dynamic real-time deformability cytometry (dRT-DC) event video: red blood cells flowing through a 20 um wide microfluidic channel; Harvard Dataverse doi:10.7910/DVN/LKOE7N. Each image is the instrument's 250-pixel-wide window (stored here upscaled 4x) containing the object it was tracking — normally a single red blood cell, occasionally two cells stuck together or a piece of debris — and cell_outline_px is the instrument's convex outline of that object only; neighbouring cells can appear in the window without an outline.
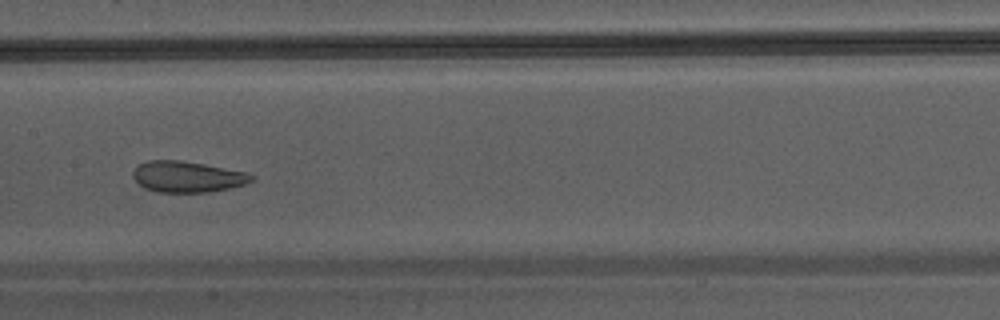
{"species": "Egyptian fruit bat (a non-hibernating species)", "species_latin": "Rousettus aegyptiacus", "temperature_condition": "warm", "stored_images_in_passage": 34, "camera_frame_rate_fps": 3000, "um_per_image_px": 0.085, "animal": {"sex": "male"}, "frame": {"image": 1, "passage_image": 15, "time_ms": 4.667, "image_size_px": [1000, 320], "cell_outline_px": [[256, 180], [244, 184], [228, 188], [208, 192], [156, 192], [144, 188], [132, 176], [132, 172], [140, 164], [148, 160], [180, 160], [204, 164], [248, 172], [256, 176]], "centroid_in_image_um": [15.96, 15.02], "position_along_channel_um": 191.4, "area_um2": 21.5}}
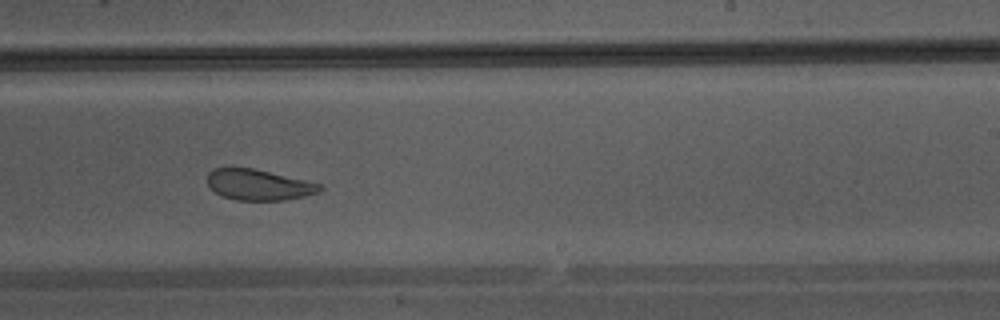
{"frame": {"image": 2, "passage_image": 20, "time_ms": 6.333, "image_size_px": [1000, 320], "cell_outline_px": [[324, 188], [316, 192], [304, 196], [288, 200], [236, 200], [224, 196], [216, 192], [208, 184], [208, 172], [212, 168], [252, 168], [324, 184]], "centroid_in_image_um": [22.02, 15.7], "position_along_channel_um": 267.0, "area_um2": 20.06}}